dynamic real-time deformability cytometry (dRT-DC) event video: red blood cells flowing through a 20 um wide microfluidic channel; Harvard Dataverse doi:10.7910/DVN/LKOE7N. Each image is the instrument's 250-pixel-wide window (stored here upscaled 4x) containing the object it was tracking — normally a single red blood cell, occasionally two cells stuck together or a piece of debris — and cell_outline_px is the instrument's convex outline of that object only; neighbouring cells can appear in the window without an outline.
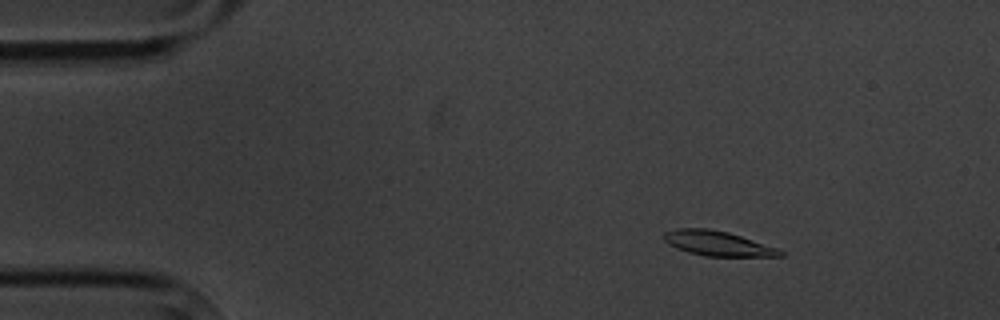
{"species": "common noctule bat (a hibernating species)", "species_latin": "Nyctalus noctula", "temperature_condition": "cold", "stored_images_in_passage": 6, "camera_frame_rate_fps": 3000, "um_per_image_px": 0.085, "animal": {"sex": "male", "body_mass_g": 20.1, "forearm_length_mm": 53.5}, "frame": {"image": 1, "passage_image": 3, "time_ms": 2.333, "image_size_px": [1000, 320], "cell_outline_px": [[784, 256], [704, 256], [688, 252], [676, 248], [668, 244], [664, 240], [664, 232], [676, 228], [708, 228], [728, 232], [776, 248], [784, 252]], "centroid_in_image_um": [60.94, 20.69], "position_along_channel_um": 24.1, "area_um2": 16.65}}
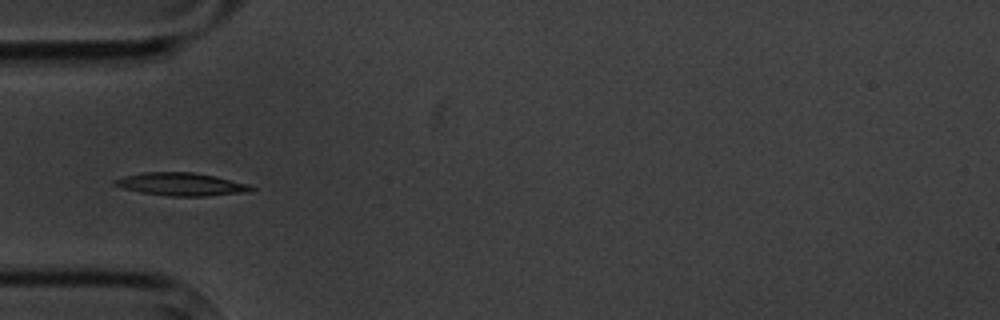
{"frame": {"image": 2, "passage_image": 6, "time_ms": 5.667, "image_size_px": [1000, 320], "cell_outline_px": [[256, 188], [248, 192], [208, 196], [168, 196], [140, 192], [124, 188], [112, 184], [112, 180], [124, 176], [144, 172], [192, 172], [212, 176], [248, 184]], "centroid_in_image_um": [15.37, 15.66], "position_along_channel_um": 69.6, "area_um2": 18.09}}